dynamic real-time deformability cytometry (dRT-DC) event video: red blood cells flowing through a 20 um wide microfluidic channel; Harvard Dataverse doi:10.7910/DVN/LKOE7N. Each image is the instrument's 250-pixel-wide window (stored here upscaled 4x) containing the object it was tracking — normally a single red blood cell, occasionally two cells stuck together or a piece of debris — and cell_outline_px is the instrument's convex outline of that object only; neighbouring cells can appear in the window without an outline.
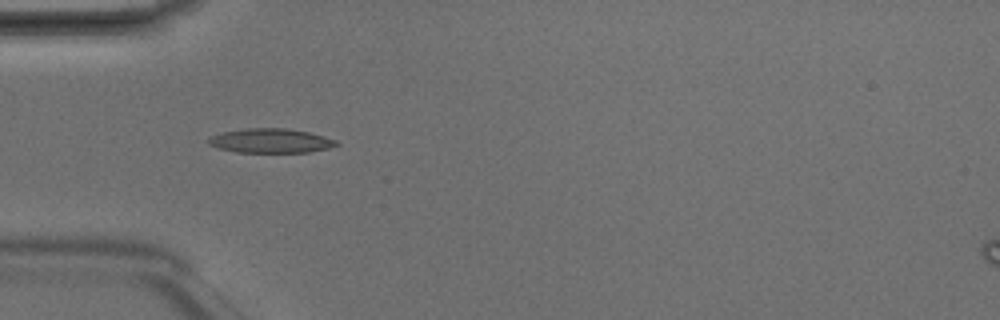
{"species": "Egyptian fruit bat (a non-hibernating species)", "species_latin": "Rousettus aegyptiacus", "temperature_condition": "room temperature", "stored_images_in_passage": 7, "camera_frame_rate_fps": 3000, "um_per_image_px": 0.085, "animal": {"sex": "male"}, "frame": {"image": 1, "passage_image": 5, "time_ms": 1.333, "image_size_px": [1000, 320], "cell_outline_px": [[340, 144], [328, 148], [308, 152], [236, 152], [216, 148], [208, 144], [208, 136], [224, 132], [248, 128], [284, 128], [308, 132], [324, 136], [336, 140]], "centroid_in_image_um": [22.98, 11.97], "position_along_channel_um": 62.0, "area_um2": 18.09}}
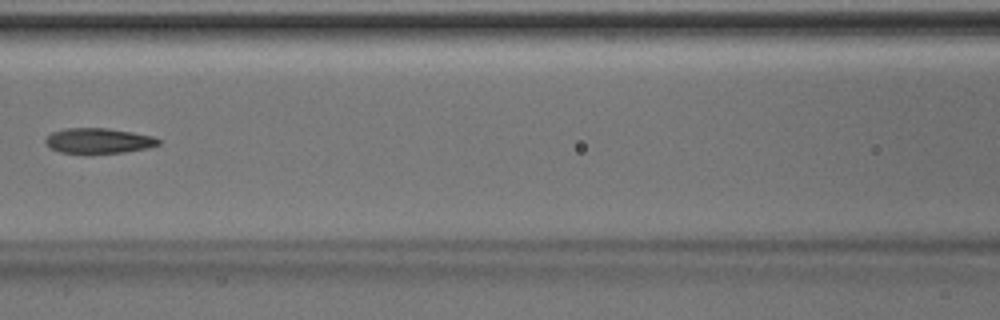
{"frame": {"image": 2, "passage_image": 7, "time_ms": 2.0, "image_size_px": [1000, 320], "cell_outline_px": [[160, 144], [148, 148], [124, 152], [92, 156], [60, 152], [52, 148], [44, 140], [52, 132], [64, 128], [108, 128], [132, 132], [152, 136], [160, 140]], "centroid_in_image_um": [8.37, 12.0], "position_along_channel_um": 158.2, "area_um2": 17.17}}